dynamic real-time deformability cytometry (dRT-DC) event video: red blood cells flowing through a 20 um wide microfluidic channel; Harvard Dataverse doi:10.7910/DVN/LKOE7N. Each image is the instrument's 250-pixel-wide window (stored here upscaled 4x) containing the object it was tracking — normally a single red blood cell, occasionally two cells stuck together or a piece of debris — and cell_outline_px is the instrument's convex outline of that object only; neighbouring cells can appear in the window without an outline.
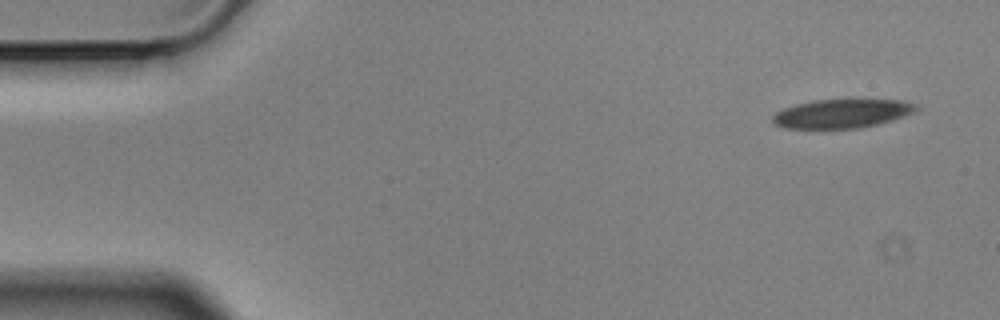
{"species": "Egyptian fruit bat (a non-hibernating species)", "species_latin": "Rousettus aegyptiacus", "temperature_condition": "cold", "stored_images_in_passage": 4, "camera_frame_rate_fps": 3000, "um_per_image_px": 0.085, "animal": {"sex": "male"}, "frame": {"image": 1, "passage_image": 1, "time_ms": 0.0, "image_size_px": [1000, 320], "cell_outline_px": [[920, 108], [916, 112], [892, 120], [876, 124], [856, 128], [788, 128], [776, 124], [772, 120], [772, 116], [776, 112], [784, 108], [796, 104], [816, 100], [848, 96], [900, 100], [916, 104]], "centroid_in_image_um": [71.64, 9.59], "position_along_channel_um": 13.4, "area_um2": 25.03}}
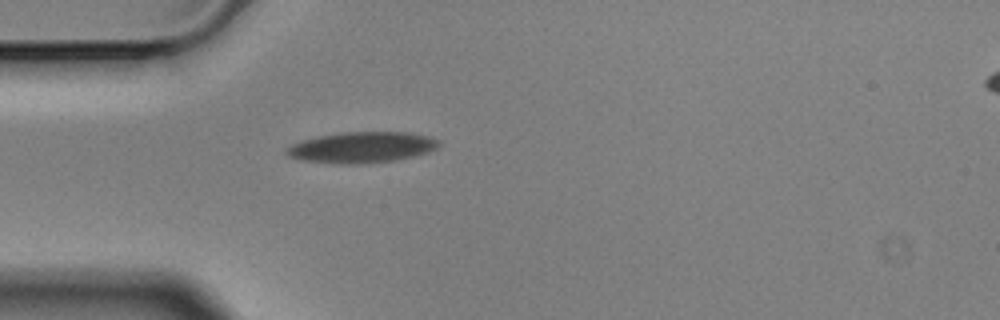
{"frame": {"image": 2, "passage_image": 4, "time_ms": 1.0, "image_size_px": [1000, 320], "cell_outline_px": [[440, 144], [436, 148], [428, 152], [412, 156], [392, 160], [360, 164], [340, 164], [300, 160], [288, 156], [284, 152], [284, 148], [292, 144], [304, 140], [320, 136], [340, 132], [408, 132], [428, 136], [440, 140]], "centroid_in_image_um": [30.72, 12.52], "position_along_channel_um": 54.3, "area_um2": 27.4}}